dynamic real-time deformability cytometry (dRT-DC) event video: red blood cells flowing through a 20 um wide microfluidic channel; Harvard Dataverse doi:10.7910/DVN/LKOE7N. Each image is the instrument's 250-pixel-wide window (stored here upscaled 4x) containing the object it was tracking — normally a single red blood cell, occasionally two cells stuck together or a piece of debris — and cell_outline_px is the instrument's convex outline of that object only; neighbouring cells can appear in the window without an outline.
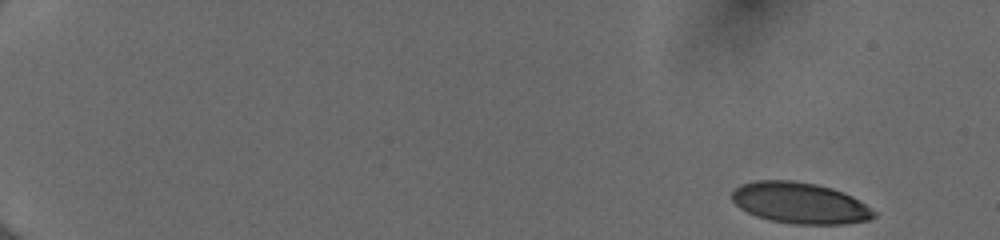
{"species": "human", "species_latin": "Homo sapiens", "temperature_condition": "cold", "stored_images_in_passage": 50, "camera_frame_rate_fps": 3000, "um_per_image_px": 0.085, "donor": {"sex": "female"}, "frame": {"image": 1, "passage_image": 1, "time_ms": 0.0, "image_size_px": [1000, 240], "cell_outline_px": [[876, 216], [868, 220], [844, 224], [796, 224], [772, 220], [756, 216], [740, 208], [732, 200], [732, 192], [740, 184], [756, 180], [792, 180], [816, 184], [832, 188], [844, 192], [852, 196], [876, 212]], "centroid_in_image_um": [67.99, 17.25], "position_along_channel_um": 17.0, "area_um2": 33.93}}
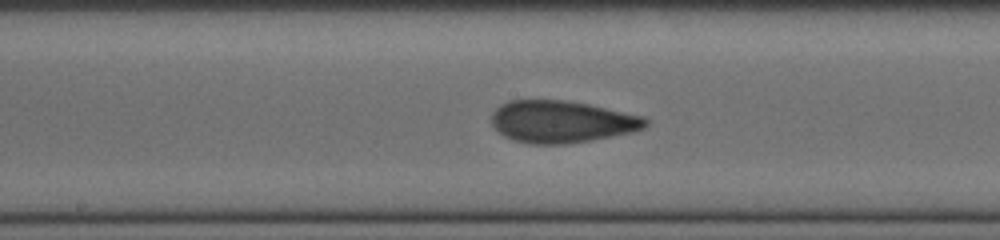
{"frame": {"image": 2, "passage_image": 28, "time_ms": 9.0, "image_size_px": [1000, 240], "cell_outline_px": [[648, 124], [644, 128], [636, 132], [568, 144], [528, 144], [512, 140], [504, 136], [492, 124], [492, 112], [500, 104], [508, 100], [564, 100], [588, 104], [644, 116], [648, 120]], "centroid_in_image_um": [47.75, 10.35], "position_along_channel_um": 200.4, "area_um2": 38.03}}
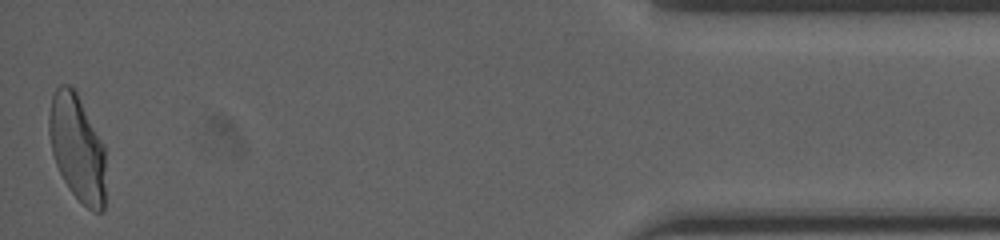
{"frame": {"image": 3, "passage_image": 50, "time_ms": 16.333, "image_size_px": [1000, 240], "cell_outline_px": [[104, 212], [92, 212], [68, 188], [56, 164], [52, 152], [48, 132], [48, 116], [52, 96], [56, 88], [60, 84], [68, 84], [76, 92], [104, 144]], "centroid_in_image_um": [6.55, 12.56], "position_along_channel_um": 428.7, "area_um2": 34.97}, "authors_computed_cell_mechanics": {"area_um2": 36.1828, "velocity_mm_per_s": 3.9993, "shape_relaxation_time_tau1_ms": 8.5218, "shape_relaxation_time_tau2_ms": 0.7865, "deformation_change_tau1": 0.2359, "deformation_change_tau2": 0.0739}}